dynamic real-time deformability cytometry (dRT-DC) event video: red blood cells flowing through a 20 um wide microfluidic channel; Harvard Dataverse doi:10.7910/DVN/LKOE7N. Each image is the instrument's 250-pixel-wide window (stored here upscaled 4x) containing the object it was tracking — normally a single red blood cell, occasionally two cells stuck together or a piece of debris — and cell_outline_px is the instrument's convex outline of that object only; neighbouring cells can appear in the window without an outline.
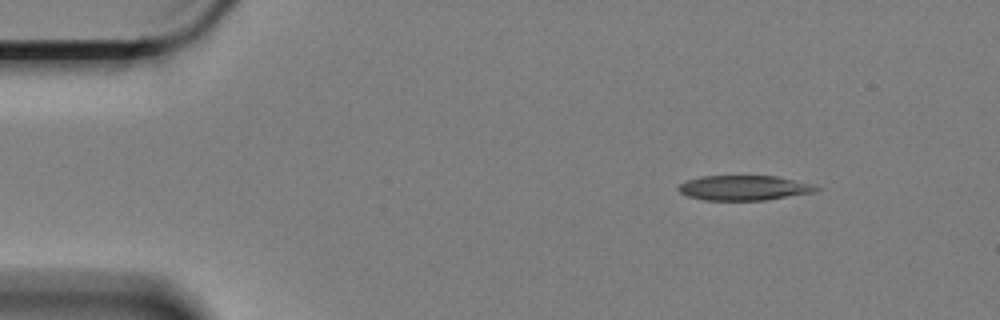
{"species": "Egyptian fruit bat (a non-hibernating species)", "species_latin": "Rousettus aegyptiacus", "temperature_condition": "cold", "stored_images_in_passage": 3, "camera_frame_rate_fps": 3000, "um_per_image_px": 0.085, "animal": {"sex": "female"}, "frame": {"image": 1, "passage_image": 1, "time_ms": 0.0, "image_size_px": [1000, 320], "cell_outline_px": [[820, 188], [816, 192], [764, 200], [704, 200], [688, 196], [680, 192], [676, 188], [680, 184], [688, 180], [700, 176], [776, 176], [816, 184]], "centroid_in_image_um": [63.27, 15.96], "position_along_channel_um": 21.7, "area_um2": 20.06}}